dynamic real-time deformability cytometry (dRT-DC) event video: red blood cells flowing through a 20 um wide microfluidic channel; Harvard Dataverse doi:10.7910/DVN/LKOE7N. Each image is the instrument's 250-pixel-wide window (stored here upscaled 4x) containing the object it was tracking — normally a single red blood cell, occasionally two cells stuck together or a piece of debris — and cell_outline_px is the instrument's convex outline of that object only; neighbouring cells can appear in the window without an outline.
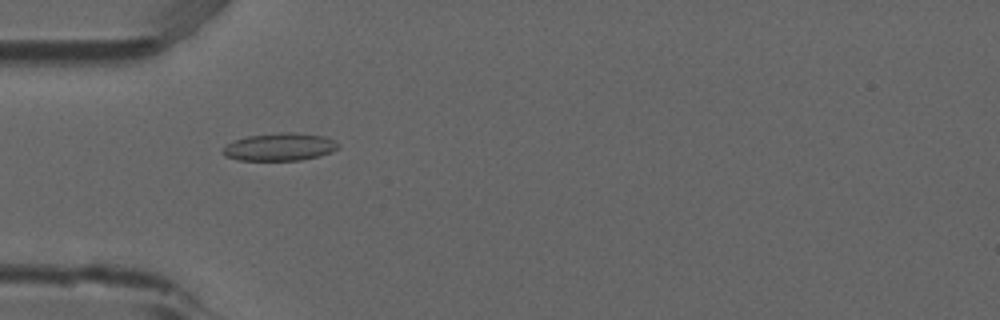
{"species": "common noctule bat (a hibernating species)", "species_latin": "Nyctalus noctula", "temperature_condition": "room temperature", "stored_images_in_passage": 6, "camera_frame_rate_fps": 3000, "um_per_image_px": 0.085, "animal": {"sex": "male", "forearm_length_mm": 52.5}, "frame": {"image": 1, "passage_image": 2, "time_ms": 0.333, "image_size_px": [1000, 320], "cell_outline_px": [[340, 144], [332, 152], [320, 156], [300, 160], [236, 160], [224, 156], [220, 152], [228, 144], [236, 140], [248, 136], [280, 132], [292, 132], [324, 136]], "centroid_in_image_um": [23.76, 12.49], "position_along_channel_um": 61.2, "area_um2": 18.55}}
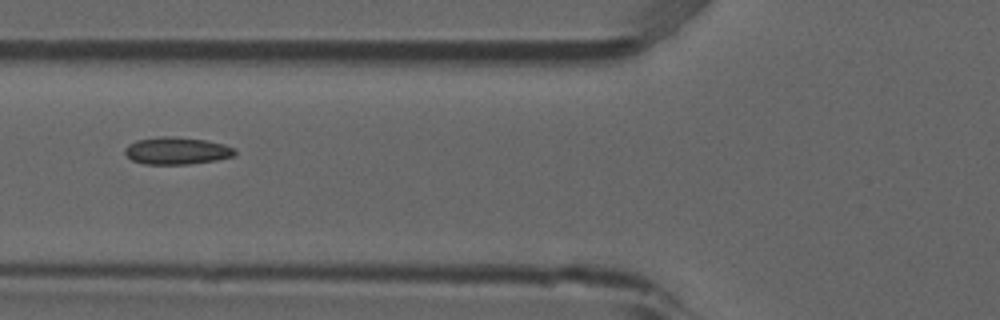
{"frame": {"image": 2, "passage_image": 3, "time_ms": 0.667, "image_size_px": [1000, 320], "cell_outline_px": [[236, 156], [216, 160], [188, 164], [144, 164], [132, 160], [124, 152], [124, 148], [128, 144], [136, 140], [160, 136], [172, 136], [208, 140], [224, 144], [236, 148]], "centroid_in_image_um": [15.05, 12.8], "position_along_channel_um": 110.8, "area_um2": 17.69}}
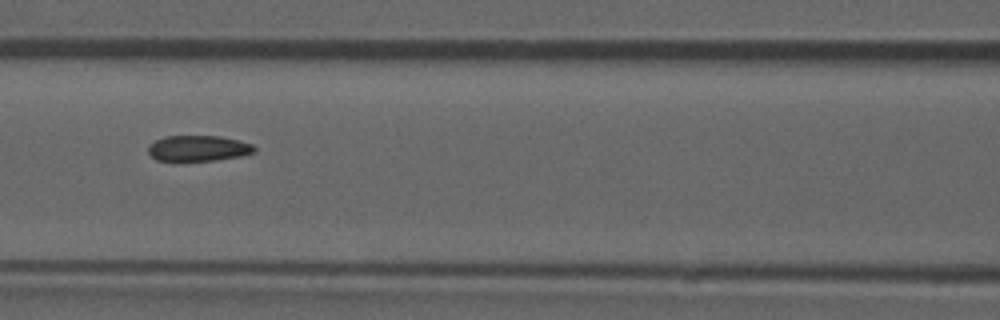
{"frame": {"image": 3, "passage_image": 4, "time_ms": 1.0, "image_size_px": [1000, 320], "cell_outline_px": [[256, 152], [240, 156], [216, 160], [156, 160], [148, 152], [148, 144], [164, 136], [220, 136], [240, 140], [252, 144], [256, 148]], "centroid_in_image_um": [16.87, 12.59], "position_along_channel_um": 149.7, "area_um2": 15.9}}